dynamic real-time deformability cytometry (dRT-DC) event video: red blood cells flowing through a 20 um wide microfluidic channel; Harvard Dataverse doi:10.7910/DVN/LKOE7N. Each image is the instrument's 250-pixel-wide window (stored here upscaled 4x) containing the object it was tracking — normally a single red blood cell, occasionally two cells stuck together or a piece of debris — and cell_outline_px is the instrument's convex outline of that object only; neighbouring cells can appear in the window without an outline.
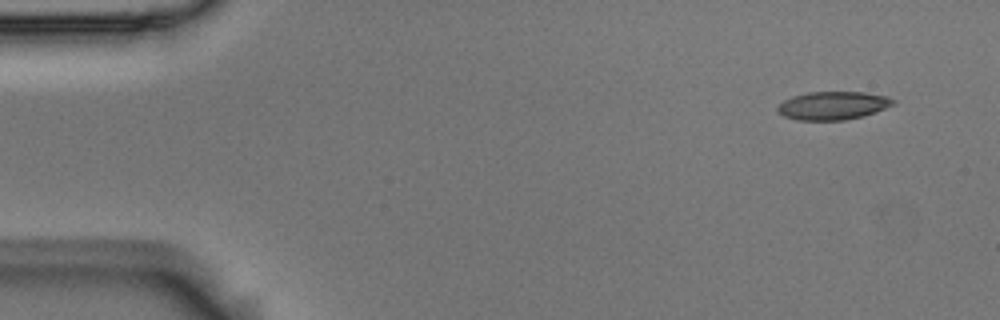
{"species": "Egyptian fruit bat (a non-hibernating species)", "species_latin": "Rousettus aegyptiacus", "temperature_condition": "room temperature", "stored_images_in_passage": 3, "camera_frame_rate_fps": 3000, "um_per_image_px": 0.085, "animal": {"sex": "male"}, "frame": {"image": 1, "passage_image": 1, "time_ms": 0.0, "image_size_px": [1000, 320], "cell_outline_px": [[896, 104], [876, 112], [864, 116], [844, 120], [796, 120], [784, 116], [776, 112], [776, 108], [784, 100], [792, 96], [808, 92], [864, 92], [888, 96], [896, 100]], "centroid_in_image_um": [70.82, 8.97], "position_along_channel_um": 14.2, "area_um2": 19.25}}